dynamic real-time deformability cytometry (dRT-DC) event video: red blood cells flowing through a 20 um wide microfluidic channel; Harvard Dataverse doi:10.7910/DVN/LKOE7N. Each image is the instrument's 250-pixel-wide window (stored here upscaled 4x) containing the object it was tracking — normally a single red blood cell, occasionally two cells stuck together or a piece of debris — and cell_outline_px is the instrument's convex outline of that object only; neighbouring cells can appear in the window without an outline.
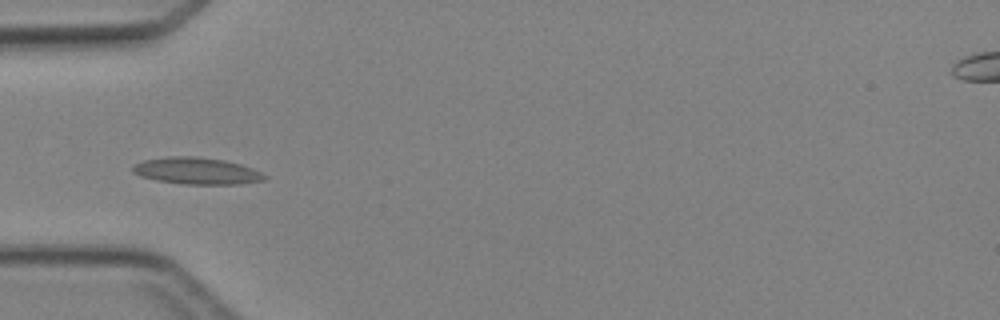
{"species": "Egyptian fruit bat (a non-hibernating species)", "species_latin": "Rousettus aegyptiacus", "temperature_condition": "cold", "stored_images_in_passage": 4, "camera_frame_rate_fps": 3000, "um_per_image_px": 0.085, "animal": {"sex": "female"}, "frame": {"image": 1, "passage_image": 3, "time_ms": 3.333, "image_size_px": [1000, 320], "cell_outline_px": [[268, 176], [264, 180], [240, 184], [184, 184], [156, 180], [140, 176], [132, 172], [132, 168], [136, 164], [144, 160], [168, 156], [196, 156], [224, 160], [240, 164], [252, 168]], "centroid_in_image_um": [16.72, 14.52], "position_along_channel_um": 68.3, "area_um2": 20.52}}
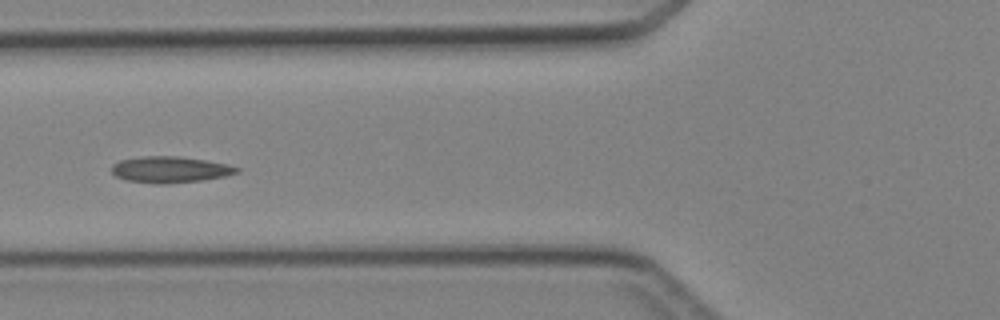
{"frame": {"image": 2, "passage_image": 4, "time_ms": 4.333, "image_size_px": [1000, 320], "cell_outline_px": [[240, 172], [224, 176], [204, 180], [164, 184], [152, 184], [128, 180], [116, 176], [112, 172], [112, 164], [120, 160], [144, 156], [176, 156], [204, 160], [228, 164], [240, 168]], "centroid_in_image_um": [14.47, 14.42], "position_along_channel_um": 111.3, "area_um2": 19.13}}